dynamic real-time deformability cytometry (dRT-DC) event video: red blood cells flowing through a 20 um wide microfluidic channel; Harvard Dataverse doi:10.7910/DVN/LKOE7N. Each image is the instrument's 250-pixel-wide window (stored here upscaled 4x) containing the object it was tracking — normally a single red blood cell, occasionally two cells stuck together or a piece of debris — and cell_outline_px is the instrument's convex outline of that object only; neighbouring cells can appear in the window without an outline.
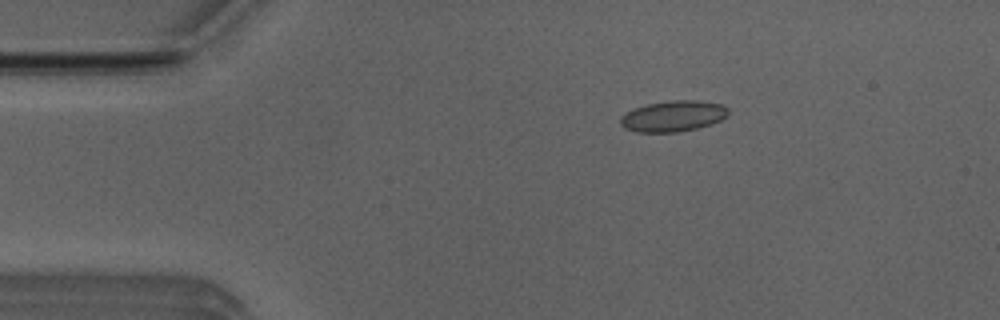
{"species": "Egyptian fruit bat (a non-hibernating species)", "species_latin": "Rousettus aegyptiacus", "temperature_condition": "room temperature", "stored_images_in_passage": 44, "camera_frame_rate_fps": 3000, "um_per_image_px": 0.085, "animal": {"sex": "male"}, "frame": {"image": 1, "passage_image": 9, "time_ms": 2.667, "image_size_px": [1000, 320], "cell_outline_px": [[728, 116], [720, 120], [696, 128], [676, 132], [636, 132], [624, 128], [620, 124], [620, 116], [624, 112], [648, 104], [672, 100], [696, 100], [720, 104], [728, 108]], "centroid_in_image_um": [57.18, 9.87], "position_along_channel_um": 27.8, "area_um2": 19.31}}
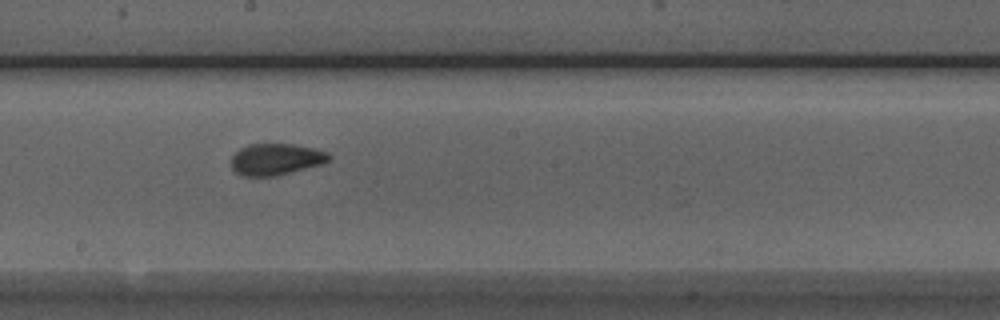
{"frame": {"image": 2, "passage_image": 28, "time_ms": 9.0, "image_size_px": [1000, 320], "cell_outline_px": [[332, 156], [328, 160], [320, 164], [272, 176], [240, 176], [232, 168], [232, 156], [240, 148], [248, 144], [296, 144], [328, 152]], "centroid_in_image_um": [23.42, 13.52], "position_along_channel_um": 224.8, "area_um2": 17.69}}
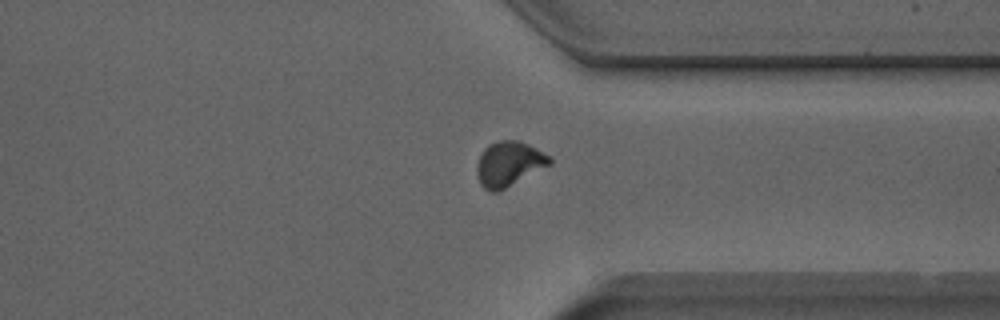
{"frame": {"image": 3, "passage_image": 39, "time_ms": 12.667, "image_size_px": [1000, 320], "cell_outline_px": [[552, 164], [496, 192], [492, 192], [484, 188], [480, 184], [476, 168], [480, 156], [484, 148], [488, 144], [500, 140], [520, 140], [552, 156]], "centroid_in_image_um": [43.28, 13.9], "position_along_channel_um": 368.1, "area_um2": 18.96}}